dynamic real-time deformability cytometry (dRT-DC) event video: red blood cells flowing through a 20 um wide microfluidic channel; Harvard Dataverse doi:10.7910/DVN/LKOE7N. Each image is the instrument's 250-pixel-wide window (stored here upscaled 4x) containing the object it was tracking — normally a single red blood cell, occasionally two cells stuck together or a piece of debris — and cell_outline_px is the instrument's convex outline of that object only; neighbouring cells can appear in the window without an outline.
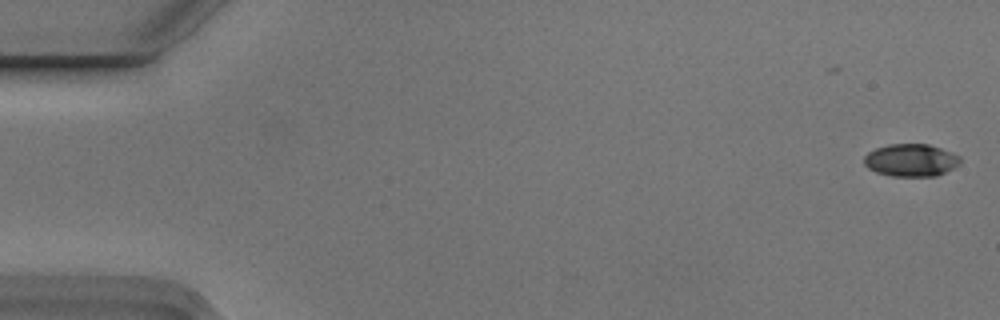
{"species": "Egyptian fruit bat (a non-hibernating species)", "species_latin": "Rousettus aegyptiacus", "temperature_condition": "cold", "stored_images_in_passage": 5, "camera_frame_rate_fps": 3000, "um_per_image_px": 0.085, "animal": {"sex": "male"}, "frame": {"image": 1, "passage_image": 1, "time_ms": 0.0, "image_size_px": [1000, 320], "cell_outline_px": [[960, 164], [936, 176], [892, 176], [876, 172], [868, 168], [864, 164], [864, 156], [868, 152], [876, 148], [888, 144], [928, 144], [952, 152], [960, 156]], "centroid_in_image_um": [77.42, 13.61], "position_along_channel_um": 7.6, "area_um2": 18.21}}